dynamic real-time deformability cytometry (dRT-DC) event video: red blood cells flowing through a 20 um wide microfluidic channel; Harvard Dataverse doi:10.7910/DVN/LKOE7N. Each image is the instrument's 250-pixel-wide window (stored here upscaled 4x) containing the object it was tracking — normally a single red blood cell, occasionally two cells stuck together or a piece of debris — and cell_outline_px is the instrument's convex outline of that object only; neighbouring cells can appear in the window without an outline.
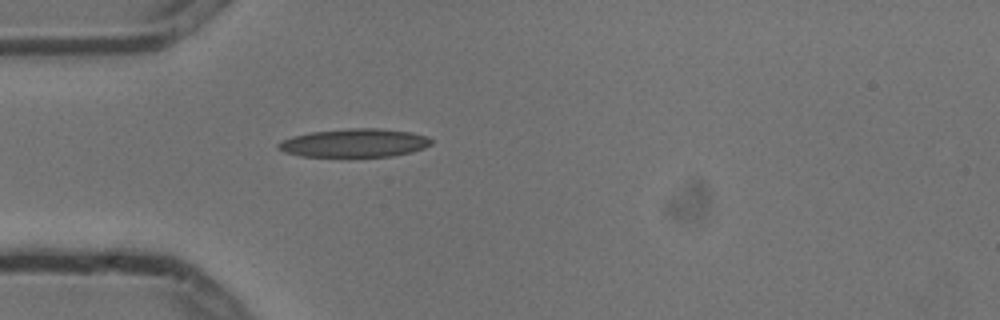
{"species": "common noctule bat (a hibernating species)", "species_latin": "Nyctalus noctula", "temperature_condition": "cold", "stored_images_in_passage": 4, "camera_frame_rate_fps": 3000, "um_per_image_px": 0.085, "animal": {"sex": "male", "body_mass_g": 13.3}, "frame": {"image": 1, "passage_image": 4, "time_ms": 1.0, "image_size_px": [1000, 320], "cell_outline_px": [[432, 144], [424, 148], [412, 152], [392, 156], [300, 156], [284, 152], [276, 148], [276, 144], [292, 136], [312, 132], [348, 128], [376, 128], [408, 132], [428, 136], [432, 140]], "centroid_in_image_um": [30.13, 12.15], "position_along_channel_um": 54.9, "area_um2": 25.2}}